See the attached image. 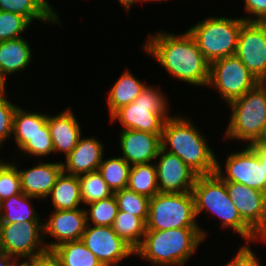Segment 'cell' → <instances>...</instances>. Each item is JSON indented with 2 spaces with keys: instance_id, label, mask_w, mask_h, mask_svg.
Masks as SVG:
<instances>
[{
  "instance_id": "obj_1",
  "label": "cell",
  "mask_w": 266,
  "mask_h": 266,
  "mask_svg": "<svg viewBox=\"0 0 266 266\" xmlns=\"http://www.w3.org/2000/svg\"><path fill=\"white\" fill-rule=\"evenodd\" d=\"M143 48L171 76L191 85L207 86L209 62L204 58L188 30L181 35L165 32L149 35Z\"/></svg>"
},
{
  "instance_id": "obj_2",
  "label": "cell",
  "mask_w": 266,
  "mask_h": 266,
  "mask_svg": "<svg viewBox=\"0 0 266 266\" xmlns=\"http://www.w3.org/2000/svg\"><path fill=\"white\" fill-rule=\"evenodd\" d=\"M195 127L183 116H171L163 125L162 148L178 156L198 175L213 174L216 170L217 158L205 137ZM169 145L171 148L168 147Z\"/></svg>"
},
{
  "instance_id": "obj_3",
  "label": "cell",
  "mask_w": 266,
  "mask_h": 266,
  "mask_svg": "<svg viewBox=\"0 0 266 266\" xmlns=\"http://www.w3.org/2000/svg\"><path fill=\"white\" fill-rule=\"evenodd\" d=\"M201 228L146 230L135 254L158 266H184L206 238Z\"/></svg>"
},
{
  "instance_id": "obj_4",
  "label": "cell",
  "mask_w": 266,
  "mask_h": 266,
  "mask_svg": "<svg viewBox=\"0 0 266 266\" xmlns=\"http://www.w3.org/2000/svg\"><path fill=\"white\" fill-rule=\"evenodd\" d=\"M196 218L205 209L221 218L223 228H232L250 241L261 239L241 218L226 190L225 181L216 173L198 175L192 188Z\"/></svg>"
},
{
  "instance_id": "obj_5",
  "label": "cell",
  "mask_w": 266,
  "mask_h": 266,
  "mask_svg": "<svg viewBox=\"0 0 266 266\" xmlns=\"http://www.w3.org/2000/svg\"><path fill=\"white\" fill-rule=\"evenodd\" d=\"M228 104L232 115L225 137L255 145L266 129V85L259 83Z\"/></svg>"
},
{
  "instance_id": "obj_6",
  "label": "cell",
  "mask_w": 266,
  "mask_h": 266,
  "mask_svg": "<svg viewBox=\"0 0 266 266\" xmlns=\"http://www.w3.org/2000/svg\"><path fill=\"white\" fill-rule=\"evenodd\" d=\"M165 95L154 87L146 86L134 102L117 109L110 117L118 119L123 129H132L152 134H162L168 115Z\"/></svg>"
},
{
  "instance_id": "obj_7",
  "label": "cell",
  "mask_w": 266,
  "mask_h": 266,
  "mask_svg": "<svg viewBox=\"0 0 266 266\" xmlns=\"http://www.w3.org/2000/svg\"><path fill=\"white\" fill-rule=\"evenodd\" d=\"M244 22L243 18L211 17L198 22L188 32L195 39L204 58L211 63L235 55Z\"/></svg>"
},
{
  "instance_id": "obj_8",
  "label": "cell",
  "mask_w": 266,
  "mask_h": 266,
  "mask_svg": "<svg viewBox=\"0 0 266 266\" xmlns=\"http://www.w3.org/2000/svg\"><path fill=\"white\" fill-rule=\"evenodd\" d=\"M196 220L192 192H158L150 198L146 230L200 228Z\"/></svg>"
},
{
  "instance_id": "obj_9",
  "label": "cell",
  "mask_w": 266,
  "mask_h": 266,
  "mask_svg": "<svg viewBox=\"0 0 266 266\" xmlns=\"http://www.w3.org/2000/svg\"><path fill=\"white\" fill-rule=\"evenodd\" d=\"M259 83L236 55L209 63L207 86L215 87L227 103L240 98Z\"/></svg>"
},
{
  "instance_id": "obj_10",
  "label": "cell",
  "mask_w": 266,
  "mask_h": 266,
  "mask_svg": "<svg viewBox=\"0 0 266 266\" xmlns=\"http://www.w3.org/2000/svg\"><path fill=\"white\" fill-rule=\"evenodd\" d=\"M0 238L4 252L16 261L20 257L27 260L48 252L46 244H42L45 235L44 224L40 221L0 223Z\"/></svg>"
},
{
  "instance_id": "obj_11",
  "label": "cell",
  "mask_w": 266,
  "mask_h": 266,
  "mask_svg": "<svg viewBox=\"0 0 266 266\" xmlns=\"http://www.w3.org/2000/svg\"><path fill=\"white\" fill-rule=\"evenodd\" d=\"M226 174L216 161L215 173L225 182H237L266 193V175L260 163V149L246 145L243 150L231 153L226 160ZM225 175V176H224Z\"/></svg>"
},
{
  "instance_id": "obj_12",
  "label": "cell",
  "mask_w": 266,
  "mask_h": 266,
  "mask_svg": "<svg viewBox=\"0 0 266 266\" xmlns=\"http://www.w3.org/2000/svg\"><path fill=\"white\" fill-rule=\"evenodd\" d=\"M235 55L260 82L266 74V22L242 24Z\"/></svg>"
},
{
  "instance_id": "obj_13",
  "label": "cell",
  "mask_w": 266,
  "mask_h": 266,
  "mask_svg": "<svg viewBox=\"0 0 266 266\" xmlns=\"http://www.w3.org/2000/svg\"><path fill=\"white\" fill-rule=\"evenodd\" d=\"M242 220L266 241V193L237 182H225Z\"/></svg>"
},
{
  "instance_id": "obj_14",
  "label": "cell",
  "mask_w": 266,
  "mask_h": 266,
  "mask_svg": "<svg viewBox=\"0 0 266 266\" xmlns=\"http://www.w3.org/2000/svg\"><path fill=\"white\" fill-rule=\"evenodd\" d=\"M81 240L103 266H117L123 258L135 255V251L114 232L112 226L91 227L88 222Z\"/></svg>"
},
{
  "instance_id": "obj_15",
  "label": "cell",
  "mask_w": 266,
  "mask_h": 266,
  "mask_svg": "<svg viewBox=\"0 0 266 266\" xmlns=\"http://www.w3.org/2000/svg\"><path fill=\"white\" fill-rule=\"evenodd\" d=\"M156 165L157 183L160 193L192 192L198 174L178 156L161 147Z\"/></svg>"
},
{
  "instance_id": "obj_16",
  "label": "cell",
  "mask_w": 266,
  "mask_h": 266,
  "mask_svg": "<svg viewBox=\"0 0 266 266\" xmlns=\"http://www.w3.org/2000/svg\"><path fill=\"white\" fill-rule=\"evenodd\" d=\"M51 214L44 224V235L48 234L58 242L46 244L49 252L63 243L81 240L87 226L86 212L83 208L53 210Z\"/></svg>"
},
{
  "instance_id": "obj_17",
  "label": "cell",
  "mask_w": 266,
  "mask_h": 266,
  "mask_svg": "<svg viewBox=\"0 0 266 266\" xmlns=\"http://www.w3.org/2000/svg\"><path fill=\"white\" fill-rule=\"evenodd\" d=\"M162 134L123 129L120 134L121 156L129 165L150 163L162 147Z\"/></svg>"
},
{
  "instance_id": "obj_18",
  "label": "cell",
  "mask_w": 266,
  "mask_h": 266,
  "mask_svg": "<svg viewBox=\"0 0 266 266\" xmlns=\"http://www.w3.org/2000/svg\"><path fill=\"white\" fill-rule=\"evenodd\" d=\"M62 172V162H40L30 169L18 170L21 190L28 196L46 199Z\"/></svg>"
},
{
  "instance_id": "obj_19",
  "label": "cell",
  "mask_w": 266,
  "mask_h": 266,
  "mask_svg": "<svg viewBox=\"0 0 266 266\" xmlns=\"http://www.w3.org/2000/svg\"><path fill=\"white\" fill-rule=\"evenodd\" d=\"M103 147L96 138L81 137L76 147L66 156V164L62 162L63 172L79 176L98 171L103 160Z\"/></svg>"
},
{
  "instance_id": "obj_20",
  "label": "cell",
  "mask_w": 266,
  "mask_h": 266,
  "mask_svg": "<svg viewBox=\"0 0 266 266\" xmlns=\"http://www.w3.org/2000/svg\"><path fill=\"white\" fill-rule=\"evenodd\" d=\"M47 124L54 152H63L67 156L76 147L81 138L78 120L68 108L56 116L47 115Z\"/></svg>"
},
{
  "instance_id": "obj_21",
  "label": "cell",
  "mask_w": 266,
  "mask_h": 266,
  "mask_svg": "<svg viewBox=\"0 0 266 266\" xmlns=\"http://www.w3.org/2000/svg\"><path fill=\"white\" fill-rule=\"evenodd\" d=\"M31 48L25 38L0 42V78L6 82L7 74L25 69L31 62Z\"/></svg>"
},
{
  "instance_id": "obj_22",
  "label": "cell",
  "mask_w": 266,
  "mask_h": 266,
  "mask_svg": "<svg viewBox=\"0 0 266 266\" xmlns=\"http://www.w3.org/2000/svg\"><path fill=\"white\" fill-rule=\"evenodd\" d=\"M0 11L17 13L26 17L31 23L33 19L46 23H59L58 14L47 0H0Z\"/></svg>"
},
{
  "instance_id": "obj_23",
  "label": "cell",
  "mask_w": 266,
  "mask_h": 266,
  "mask_svg": "<svg viewBox=\"0 0 266 266\" xmlns=\"http://www.w3.org/2000/svg\"><path fill=\"white\" fill-rule=\"evenodd\" d=\"M38 133H50L47 114L30 113L17 106L14 114L13 133L15 141L21 149Z\"/></svg>"
},
{
  "instance_id": "obj_24",
  "label": "cell",
  "mask_w": 266,
  "mask_h": 266,
  "mask_svg": "<svg viewBox=\"0 0 266 266\" xmlns=\"http://www.w3.org/2000/svg\"><path fill=\"white\" fill-rule=\"evenodd\" d=\"M49 196L52 197L54 210H74L82 202L78 176L62 172L53 186Z\"/></svg>"
},
{
  "instance_id": "obj_25",
  "label": "cell",
  "mask_w": 266,
  "mask_h": 266,
  "mask_svg": "<svg viewBox=\"0 0 266 266\" xmlns=\"http://www.w3.org/2000/svg\"><path fill=\"white\" fill-rule=\"evenodd\" d=\"M127 70L121 74V77L109 91L107 102L110 116L120 107L134 102L146 87L144 83L135 78Z\"/></svg>"
},
{
  "instance_id": "obj_26",
  "label": "cell",
  "mask_w": 266,
  "mask_h": 266,
  "mask_svg": "<svg viewBox=\"0 0 266 266\" xmlns=\"http://www.w3.org/2000/svg\"><path fill=\"white\" fill-rule=\"evenodd\" d=\"M23 192L0 202V223H22L24 221H41L39 215L30 205L31 199ZM2 210H5L2 213Z\"/></svg>"
},
{
  "instance_id": "obj_27",
  "label": "cell",
  "mask_w": 266,
  "mask_h": 266,
  "mask_svg": "<svg viewBox=\"0 0 266 266\" xmlns=\"http://www.w3.org/2000/svg\"><path fill=\"white\" fill-rule=\"evenodd\" d=\"M51 252L60 266H103L82 240L63 243Z\"/></svg>"
},
{
  "instance_id": "obj_28",
  "label": "cell",
  "mask_w": 266,
  "mask_h": 266,
  "mask_svg": "<svg viewBox=\"0 0 266 266\" xmlns=\"http://www.w3.org/2000/svg\"><path fill=\"white\" fill-rule=\"evenodd\" d=\"M112 229L135 251L146 233V223L140 217L118 210Z\"/></svg>"
},
{
  "instance_id": "obj_29",
  "label": "cell",
  "mask_w": 266,
  "mask_h": 266,
  "mask_svg": "<svg viewBox=\"0 0 266 266\" xmlns=\"http://www.w3.org/2000/svg\"><path fill=\"white\" fill-rule=\"evenodd\" d=\"M127 188L152 198L159 192L156 166L153 163H144L131 166Z\"/></svg>"
},
{
  "instance_id": "obj_30",
  "label": "cell",
  "mask_w": 266,
  "mask_h": 266,
  "mask_svg": "<svg viewBox=\"0 0 266 266\" xmlns=\"http://www.w3.org/2000/svg\"><path fill=\"white\" fill-rule=\"evenodd\" d=\"M130 169L131 165L122 157H113L102 160L98 167V172L114 193L127 188Z\"/></svg>"
},
{
  "instance_id": "obj_31",
  "label": "cell",
  "mask_w": 266,
  "mask_h": 266,
  "mask_svg": "<svg viewBox=\"0 0 266 266\" xmlns=\"http://www.w3.org/2000/svg\"><path fill=\"white\" fill-rule=\"evenodd\" d=\"M78 178L81 199L86 205L114 195L98 171L81 174Z\"/></svg>"
},
{
  "instance_id": "obj_32",
  "label": "cell",
  "mask_w": 266,
  "mask_h": 266,
  "mask_svg": "<svg viewBox=\"0 0 266 266\" xmlns=\"http://www.w3.org/2000/svg\"><path fill=\"white\" fill-rule=\"evenodd\" d=\"M119 211L140 217L145 223L148 217L150 198L128 188L114 192Z\"/></svg>"
},
{
  "instance_id": "obj_33",
  "label": "cell",
  "mask_w": 266,
  "mask_h": 266,
  "mask_svg": "<svg viewBox=\"0 0 266 266\" xmlns=\"http://www.w3.org/2000/svg\"><path fill=\"white\" fill-rule=\"evenodd\" d=\"M87 205L90 206L88 210H85L87 223L91 219V225L112 226L119 210L114 195Z\"/></svg>"
},
{
  "instance_id": "obj_34",
  "label": "cell",
  "mask_w": 266,
  "mask_h": 266,
  "mask_svg": "<svg viewBox=\"0 0 266 266\" xmlns=\"http://www.w3.org/2000/svg\"><path fill=\"white\" fill-rule=\"evenodd\" d=\"M31 22L24 16L0 11V42L21 37Z\"/></svg>"
},
{
  "instance_id": "obj_35",
  "label": "cell",
  "mask_w": 266,
  "mask_h": 266,
  "mask_svg": "<svg viewBox=\"0 0 266 266\" xmlns=\"http://www.w3.org/2000/svg\"><path fill=\"white\" fill-rule=\"evenodd\" d=\"M18 166L4 162L0 166V201L22 193Z\"/></svg>"
},
{
  "instance_id": "obj_36",
  "label": "cell",
  "mask_w": 266,
  "mask_h": 266,
  "mask_svg": "<svg viewBox=\"0 0 266 266\" xmlns=\"http://www.w3.org/2000/svg\"><path fill=\"white\" fill-rule=\"evenodd\" d=\"M5 88L0 90V146L13 135L14 114L17 106L5 97Z\"/></svg>"
},
{
  "instance_id": "obj_37",
  "label": "cell",
  "mask_w": 266,
  "mask_h": 266,
  "mask_svg": "<svg viewBox=\"0 0 266 266\" xmlns=\"http://www.w3.org/2000/svg\"><path fill=\"white\" fill-rule=\"evenodd\" d=\"M28 156H45L54 152L50 133H38L33 136L21 149Z\"/></svg>"
},
{
  "instance_id": "obj_38",
  "label": "cell",
  "mask_w": 266,
  "mask_h": 266,
  "mask_svg": "<svg viewBox=\"0 0 266 266\" xmlns=\"http://www.w3.org/2000/svg\"><path fill=\"white\" fill-rule=\"evenodd\" d=\"M227 266H260L259 261L257 260L253 251L249 248V243L246 246H241L239 248L235 258L231 259Z\"/></svg>"
},
{
  "instance_id": "obj_39",
  "label": "cell",
  "mask_w": 266,
  "mask_h": 266,
  "mask_svg": "<svg viewBox=\"0 0 266 266\" xmlns=\"http://www.w3.org/2000/svg\"><path fill=\"white\" fill-rule=\"evenodd\" d=\"M244 9L249 15L256 17L254 19L251 16L245 17L243 18L245 21L266 22V0H245Z\"/></svg>"
},
{
  "instance_id": "obj_40",
  "label": "cell",
  "mask_w": 266,
  "mask_h": 266,
  "mask_svg": "<svg viewBox=\"0 0 266 266\" xmlns=\"http://www.w3.org/2000/svg\"><path fill=\"white\" fill-rule=\"evenodd\" d=\"M33 266H60L57 258L52 252H47L41 256L33 257Z\"/></svg>"
},
{
  "instance_id": "obj_41",
  "label": "cell",
  "mask_w": 266,
  "mask_h": 266,
  "mask_svg": "<svg viewBox=\"0 0 266 266\" xmlns=\"http://www.w3.org/2000/svg\"><path fill=\"white\" fill-rule=\"evenodd\" d=\"M15 262L16 260L6 253L0 255V266H13Z\"/></svg>"
},
{
  "instance_id": "obj_42",
  "label": "cell",
  "mask_w": 266,
  "mask_h": 266,
  "mask_svg": "<svg viewBox=\"0 0 266 266\" xmlns=\"http://www.w3.org/2000/svg\"><path fill=\"white\" fill-rule=\"evenodd\" d=\"M258 149H266V129L264 130L261 138L254 145Z\"/></svg>"
},
{
  "instance_id": "obj_43",
  "label": "cell",
  "mask_w": 266,
  "mask_h": 266,
  "mask_svg": "<svg viewBox=\"0 0 266 266\" xmlns=\"http://www.w3.org/2000/svg\"><path fill=\"white\" fill-rule=\"evenodd\" d=\"M118 1L126 9V11H129L130 7H132L135 2H142L143 0H118Z\"/></svg>"
},
{
  "instance_id": "obj_44",
  "label": "cell",
  "mask_w": 266,
  "mask_h": 266,
  "mask_svg": "<svg viewBox=\"0 0 266 266\" xmlns=\"http://www.w3.org/2000/svg\"><path fill=\"white\" fill-rule=\"evenodd\" d=\"M260 163L262 166H264L266 175V149H260Z\"/></svg>"
},
{
  "instance_id": "obj_45",
  "label": "cell",
  "mask_w": 266,
  "mask_h": 266,
  "mask_svg": "<svg viewBox=\"0 0 266 266\" xmlns=\"http://www.w3.org/2000/svg\"><path fill=\"white\" fill-rule=\"evenodd\" d=\"M20 261H16L13 266H33V258L23 261L19 264Z\"/></svg>"
},
{
  "instance_id": "obj_46",
  "label": "cell",
  "mask_w": 266,
  "mask_h": 266,
  "mask_svg": "<svg viewBox=\"0 0 266 266\" xmlns=\"http://www.w3.org/2000/svg\"><path fill=\"white\" fill-rule=\"evenodd\" d=\"M5 85V82L0 78V90L6 88Z\"/></svg>"
},
{
  "instance_id": "obj_47",
  "label": "cell",
  "mask_w": 266,
  "mask_h": 266,
  "mask_svg": "<svg viewBox=\"0 0 266 266\" xmlns=\"http://www.w3.org/2000/svg\"><path fill=\"white\" fill-rule=\"evenodd\" d=\"M4 249H3V246H2V242H1V238H0V255L4 254Z\"/></svg>"
},
{
  "instance_id": "obj_48",
  "label": "cell",
  "mask_w": 266,
  "mask_h": 266,
  "mask_svg": "<svg viewBox=\"0 0 266 266\" xmlns=\"http://www.w3.org/2000/svg\"><path fill=\"white\" fill-rule=\"evenodd\" d=\"M261 84L266 85V74L264 76V78L260 81Z\"/></svg>"
},
{
  "instance_id": "obj_49",
  "label": "cell",
  "mask_w": 266,
  "mask_h": 266,
  "mask_svg": "<svg viewBox=\"0 0 266 266\" xmlns=\"http://www.w3.org/2000/svg\"><path fill=\"white\" fill-rule=\"evenodd\" d=\"M145 1H146V2H147V1H148V2H150V1H155V2H156V1H164V0H143V2H145Z\"/></svg>"
}]
</instances>
